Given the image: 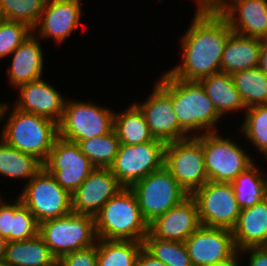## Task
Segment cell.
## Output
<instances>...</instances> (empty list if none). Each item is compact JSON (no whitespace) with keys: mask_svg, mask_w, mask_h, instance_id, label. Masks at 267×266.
Returning a JSON list of instances; mask_svg holds the SVG:
<instances>
[{"mask_svg":"<svg viewBox=\"0 0 267 266\" xmlns=\"http://www.w3.org/2000/svg\"><path fill=\"white\" fill-rule=\"evenodd\" d=\"M232 32L216 8L197 9L181 38L182 62L168 72L186 81H200L220 72L223 49Z\"/></svg>","mask_w":267,"mask_h":266,"instance_id":"cell-1","label":"cell"},{"mask_svg":"<svg viewBox=\"0 0 267 266\" xmlns=\"http://www.w3.org/2000/svg\"><path fill=\"white\" fill-rule=\"evenodd\" d=\"M157 82L171 95L179 126L189 136L217 132V121L222 116L199 81L181 80L166 71Z\"/></svg>","mask_w":267,"mask_h":266,"instance_id":"cell-2","label":"cell"},{"mask_svg":"<svg viewBox=\"0 0 267 266\" xmlns=\"http://www.w3.org/2000/svg\"><path fill=\"white\" fill-rule=\"evenodd\" d=\"M98 239L143 242L149 225L131 188L123 187L94 216Z\"/></svg>","mask_w":267,"mask_h":266,"instance_id":"cell-3","label":"cell"},{"mask_svg":"<svg viewBox=\"0 0 267 266\" xmlns=\"http://www.w3.org/2000/svg\"><path fill=\"white\" fill-rule=\"evenodd\" d=\"M11 111L0 137L13 148L34 156L43 164L58 137V123L15 107Z\"/></svg>","mask_w":267,"mask_h":266,"instance_id":"cell-4","label":"cell"},{"mask_svg":"<svg viewBox=\"0 0 267 266\" xmlns=\"http://www.w3.org/2000/svg\"><path fill=\"white\" fill-rule=\"evenodd\" d=\"M39 234L57 260L64 254L95 245L98 239L95 217L73 212L40 223Z\"/></svg>","mask_w":267,"mask_h":266,"instance_id":"cell-5","label":"cell"},{"mask_svg":"<svg viewBox=\"0 0 267 266\" xmlns=\"http://www.w3.org/2000/svg\"><path fill=\"white\" fill-rule=\"evenodd\" d=\"M194 136L202 143L208 181L231 183L255 163L241 146L218 132Z\"/></svg>","mask_w":267,"mask_h":266,"instance_id":"cell-6","label":"cell"},{"mask_svg":"<svg viewBox=\"0 0 267 266\" xmlns=\"http://www.w3.org/2000/svg\"><path fill=\"white\" fill-rule=\"evenodd\" d=\"M18 197L34 215L38 224L72 212V195L59 186L53 175L44 167L24 185Z\"/></svg>","mask_w":267,"mask_h":266,"instance_id":"cell-7","label":"cell"},{"mask_svg":"<svg viewBox=\"0 0 267 266\" xmlns=\"http://www.w3.org/2000/svg\"><path fill=\"white\" fill-rule=\"evenodd\" d=\"M114 112L92 102L66 100L58 136L75 143L105 136L113 130Z\"/></svg>","mask_w":267,"mask_h":266,"instance_id":"cell-8","label":"cell"},{"mask_svg":"<svg viewBox=\"0 0 267 266\" xmlns=\"http://www.w3.org/2000/svg\"><path fill=\"white\" fill-rule=\"evenodd\" d=\"M164 167L188 195L208 181L202 143L196 136L166 143Z\"/></svg>","mask_w":267,"mask_h":266,"instance_id":"cell-9","label":"cell"},{"mask_svg":"<svg viewBox=\"0 0 267 266\" xmlns=\"http://www.w3.org/2000/svg\"><path fill=\"white\" fill-rule=\"evenodd\" d=\"M131 189L148 225L189 196L164 166L136 182Z\"/></svg>","mask_w":267,"mask_h":266,"instance_id":"cell-10","label":"cell"},{"mask_svg":"<svg viewBox=\"0 0 267 266\" xmlns=\"http://www.w3.org/2000/svg\"><path fill=\"white\" fill-rule=\"evenodd\" d=\"M163 141H153L137 145L120 143L119 150L110 171L122 187L131 188L136 182L164 166Z\"/></svg>","mask_w":267,"mask_h":266,"instance_id":"cell-11","label":"cell"},{"mask_svg":"<svg viewBox=\"0 0 267 266\" xmlns=\"http://www.w3.org/2000/svg\"><path fill=\"white\" fill-rule=\"evenodd\" d=\"M190 196L197 205L201 225L231 231L235 228L241 209L231 183L207 181Z\"/></svg>","mask_w":267,"mask_h":266,"instance_id":"cell-12","label":"cell"},{"mask_svg":"<svg viewBox=\"0 0 267 266\" xmlns=\"http://www.w3.org/2000/svg\"><path fill=\"white\" fill-rule=\"evenodd\" d=\"M43 167L71 195L96 168L81 152L78 143L57 137Z\"/></svg>","mask_w":267,"mask_h":266,"instance_id":"cell-13","label":"cell"},{"mask_svg":"<svg viewBox=\"0 0 267 266\" xmlns=\"http://www.w3.org/2000/svg\"><path fill=\"white\" fill-rule=\"evenodd\" d=\"M157 83V84H156ZM144 114L152 136L165 144L190 137L180 126L172 106L171 95L158 83L151 95L140 104L134 103Z\"/></svg>","mask_w":267,"mask_h":266,"instance_id":"cell-14","label":"cell"},{"mask_svg":"<svg viewBox=\"0 0 267 266\" xmlns=\"http://www.w3.org/2000/svg\"><path fill=\"white\" fill-rule=\"evenodd\" d=\"M184 244L193 266H211L230 259L237 252L231 230L204 225Z\"/></svg>","mask_w":267,"mask_h":266,"instance_id":"cell-15","label":"cell"},{"mask_svg":"<svg viewBox=\"0 0 267 266\" xmlns=\"http://www.w3.org/2000/svg\"><path fill=\"white\" fill-rule=\"evenodd\" d=\"M215 8L233 32L259 39L267 37V0H217Z\"/></svg>","mask_w":267,"mask_h":266,"instance_id":"cell-16","label":"cell"},{"mask_svg":"<svg viewBox=\"0 0 267 266\" xmlns=\"http://www.w3.org/2000/svg\"><path fill=\"white\" fill-rule=\"evenodd\" d=\"M81 5V0H46L32 33L39 32V39L51 37L57 44H62L79 25L83 12Z\"/></svg>","mask_w":267,"mask_h":266,"instance_id":"cell-17","label":"cell"},{"mask_svg":"<svg viewBox=\"0 0 267 266\" xmlns=\"http://www.w3.org/2000/svg\"><path fill=\"white\" fill-rule=\"evenodd\" d=\"M122 188L109 168H95L72 194V212L95 216Z\"/></svg>","mask_w":267,"mask_h":266,"instance_id":"cell-18","label":"cell"},{"mask_svg":"<svg viewBox=\"0 0 267 266\" xmlns=\"http://www.w3.org/2000/svg\"><path fill=\"white\" fill-rule=\"evenodd\" d=\"M200 226L197 205L189 195L151 222L149 232L161 240L184 242Z\"/></svg>","mask_w":267,"mask_h":266,"instance_id":"cell-19","label":"cell"},{"mask_svg":"<svg viewBox=\"0 0 267 266\" xmlns=\"http://www.w3.org/2000/svg\"><path fill=\"white\" fill-rule=\"evenodd\" d=\"M40 79L23 84L17 89L20 96L16 98L14 107L24 112L49 118L59 123L64 110L66 98L57 88Z\"/></svg>","mask_w":267,"mask_h":266,"instance_id":"cell-20","label":"cell"},{"mask_svg":"<svg viewBox=\"0 0 267 266\" xmlns=\"http://www.w3.org/2000/svg\"><path fill=\"white\" fill-rule=\"evenodd\" d=\"M31 33L10 55L12 62L8 68L9 83L15 88L40 79L43 76L44 55L41 42Z\"/></svg>","mask_w":267,"mask_h":266,"instance_id":"cell-21","label":"cell"},{"mask_svg":"<svg viewBox=\"0 0 267 266\" xmlns=\"http://www.w3.org/2000/svg\"><path fill=\"white\" fill-rule=\"evenodd\" d=\"M232 233L237 251L267 246V197L252 207L240 210Z\"/></svg>","mask_w":267,"mask_h":266,"instance_id":"cell-22","label":"cell"},{"mask_svg":"<svg viewBox=\"0 0 267 266\" xmlns=\"http://www.w3.org/2000/svg\"><path fill=\"white\" fill-rule=\"evenodd\" d=\"M260 39L232 32L225 43L221 72L232 74L236 71L258 67Z\"/></svg>","mask_w":267,"mask_h":266,"instance_id":"cell-23","label":"cell"},{"mask_svg":"<svg viewBox=\"0 0 267 266\" xmlns=\"http://www.w3.org/2000/svg\"><path fill=\"white\" fill-rule=\"evenodd\" d=\"M4 259L11 266H58L57 258L39 233L23 241L7 242Z\"/></svg>","mask_w":267,"mask_h":266,"instance_id":"cell-24","label":"cell"},{"mask_svg":"<svg viewBox=\"0 0 267 266\" xmlns=\"http://www.w3.org/2000/svg\"><path fill=\"white\" fill-rule=\"evenodd\" d=\"M199 82L221 116L228 112L247 109L239 91L235 88L231 74L220 71Z\"/></svg>","mask_w":267,"mask_h":266,"instance_id":"cell-25","label":"cell"},{"mask_svg":"<svg viewBox=\"0 0 267 266\" xmlns=\"http://www.w3.org/2000/svg\"><path fill=\"white\" fill-rule=\"evenodd\" d=\"M113 130L120 143L127 145L143 144L155 139L144 114L134 103L121 113L114 112Z\"/></svg>","mask_w":267,"mask_h":266,"instance_id":"cell-26","label":"cell"},{"mask_svg":"<svg viewBox=\"0 0 267 266\" xmlns=\"http://www.w3.org/2000/svg\"><path fill=\"white\" fill-rule=\"evenodd\" d=\"M259 169L254 163L231 182L241 210L252 207L267 197V177Z\"/></svg>","mask_w":267,"mask_h":266,"instance_id":"cell-27","label":"cell"},{"mask_svg":"<svg viewBox=\"0 0 267 266\" xmlns=\"http://www.w3.org/2000/svg\"><path fill=\"white\" fill-rule=\"evenodd\" d=\"M42 167L34 156L13 148L0 137V175L29 182Z\"/></svg>","mask_w":267,"mask_h":266,"instance_id":"cell-28","label":"cell"},{"mask_svg":"<svg viewBox=\"0 0 267 266\" xmlns=\"http://www.w3.org/2000/svg\"><path fill=\"white\" fill-rule=\"evenodd\" d=\"M143 242L97 239V266H135Z\"/></svg>","mask_w":267,"mask_h":266,"instance_id":"cell-29","label":"cell"},{"mask_svg":"<svg viewBox=\"0 0 267 266\" xmlns=\"http://www.w3.org/2000/svg\"><path fill=\"white\" fill-rule=\"evenodd\" d=\"M245 107L267 104V74L258 67L231 74Z\"/></svg>","mask_w":267,"mask_h":266,"instance_id":"cell-30","label":"cell"},{"mask_svg":"<svg viewBox=\"0 0 267 266\" xmlns=\"http://www.w3.org/2000/svg\"><path fill=\"white\" fill-rule=\"evenodd\" d=\"M78 145L96 168H109L117 155L120 141L112 130L105 136L80 141Z\"/></svg>","mask_w":267,"mask_h":266,"instance_id":"cell-31","label":"cell"},{"mask_svg":"<svg viewBox=\"0 0 267 266\" xmlns=\"http://www.w3.org/2000/svg\"><path fill=\"white\" fill-rule=\"evenodd\" d=\"M143 247L166 266H193L184 242L161 240L149 232Z\"/></svg>","mask_w":267,"mask_h":266,"instance_id":"cell-32","label":"cell"},{"mask_svg":"<svg viewBox=\"0 0 267 266\" xmlns=\"http://www.w3.org/2000/svg\"><path fill=\"white\" fill-rule=\"evenodd\" d=\"M244 111L240 132L267 159V104L248 107Z\"/></svg>","mask_w":267,"mask_h":266,"instance_id":"cell-33","label":"cell"},{"mask_svg":"<svg viewBox=\"0 0 267 266\" xmlns=\"http://www.w3.org/2000/svg\"><path fill=\"white\" fill-rule=\"evenodd\" d=\"M46 0H0V18L26 24L33 30Z\"/></svg>","mask_w":267,"mask_h":266,"instance_id":"cell-34","label":"cell"},{"mask_svg":"<svg viewBox=\"0 0 267 266\" xmlns=\"http://www.w3.org/2000/svg\"><path fill=\"white\" fill-rule=\"evenodd\" d=\"M14 202V217L11 224V242L33 238L39 233V224L19 197Z\"/></svg>","mask_w":267,"mask_h":266,"instance_id":"cell-35","label":"cell"},{"mask_svg":"<svg viewBox=\"0 0 267 266\" xmlns=\"http://www.w3.org/2000/svg\"><path fill=\"white\" fill-rule=\"evenodd\" d=\"M31 33L24 23L0 18V59L9 56Z\"/></svg>","mask_w":267,"mask_h":266,"instance_id":"cell-36","label":"cell"},{"mask_svg":"<svg viewBox=\"0 0 267 266\" xmlns=\"http://www.w3.org/2000/svg\"><path fill=\"white\" fill-rule=\"evenodd\" d=\"M58 266H97L96 244L64 254L58 260Z\"/></svg>","mask_w":267,"mask_h":266,"instance_id":"cell-37","label":"cell"},{"mask_svg":"<svg viewBox=\"0 0 267 266\" xmlns=\"http://www.w3.org/2000/svg\"><path fill=\"white\" fill-rule=\"evenodd\" d=\"M0 195V235L11 242V224L14 217V202H4Z\"/></svg>","mask_w":267,"mask_h":266,"instance_id":"cell-38","label":"cell"},{"mask_svg":"<svg viewBox=\"0 0 267 266\" xmlns=\"http://www.w3.org/2000/svg\"><path fill=\"white\" fill-rule=\"evenodd\" d=\"M238 253L240 256L244 253L250 255L248 266H267V246L248 247L238 251Z\"/></svg>","mask_w":267,"mask_h":266,"instance_id":"cell-39","label":"cell"},{"mask_svg":"<svg viewBox=\"0 0 267 266\" xmlns=\"http://www.w3.org/2000/svg\"><path fill=\"white\" fill-rule=\"evenodd\" d=\"M135 266H166L162 261L151 255L144 247L138 253Z\"/></svg>","mask_w":267,"mask_h":266,"instance_id":"cell-40","label":"cell"},{"mask_svg":"<svg viewBox=\"0 0 267 266\" xmlns=\"http://www.w3.org/2000/svg\"><path fill=\"white\" fill-rule=\"evenodd\" d=\"M258 68L267 74V37L260 38V55Z\"/></svg>","mask_w":267,"mask_h":266,"instance_id":"cell-41","label":"cell"},{"mask_svg":"<svg viewBox=\"0 0 267 266\" xmlns=\"http://www.w3.org/2000/svg\"><path fill=\"white\" fill-rule=\"evenodd\" d=\"M239 260H241V257L237 251L230 259L211 266H241V264L239 265L241 263Z\"/></svg>","mask_w":267,"mask_h":266,"instance_id":"cell-42","label":"cell"},{"mask_svg":"<svg viewBox=\"0 0 267 266\" xmlns=\"http://www.w3.org/2000/svg\"><path fill=\"white\" fill-rule=\"evenodd\" d=\"M9 106L7 105V103L5 104L4 102H0V122L2 121V119H4L7 114H8V108ZM6 115V116H5Z\"/></svg>","mask_w":267,"mask_h":266,"instance_id":"cell-43","label":"cell"},{"mask_svg":"<svg viewBox=\"0 0 267 266\" xmlns=\"http://www.w3.org/2000/svg\"><path fill=\"white\" fill-rule=\"evenodd\" d=\"M7 240L0 235V259L4 258Z\"/></svg>","mask_w":267,"mask_h":266,"instance_id":"cell-44","label":"cell"},{"mask_svg":"<svg viewBox=\"0 0 267 266\" xmlns=\"http://www.w3.org/2000/svg\"><path fill=\"white\" fill-rule=\"evenodd\" d=\"M0 266H11L4 258L0 259Z\"/></svg>","mask_w":267,"mask_h":266,"instance_id":"cell-45","label":"cell"}]
</instances>
